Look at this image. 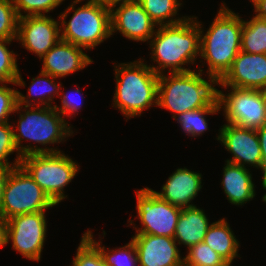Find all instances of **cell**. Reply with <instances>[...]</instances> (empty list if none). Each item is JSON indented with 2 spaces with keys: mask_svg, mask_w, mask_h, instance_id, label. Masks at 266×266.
<instances>
[{
  "mask_svg": "<svg viewBox=\"0 0 266 266\" xmlns=\"http://www.w3.org/2000/svg\"><path fill=\"white\" fill-rule=\"evenodd\" d=\"M196 16H188L184 21L173 25L157 26L150 38L151 61L148 65L156 74L189 72L184 65L195 64L200 56V30Z\"/></svg>",
  "mask_w": 266,
  "mask_h": 266,
  "instance_id": "1",
  "label": "cell"
},
{
  "mask_svg": "<svg viewBox=\"0 0 266 266\" xmlns=\"http://www.w3.org/2000/svg\"><path fill=\"white\" fill-rule=\"evenodd\" d=\"M244 19L222 3L213 22L204 33L200 30V57L207 62V75L219 81L232 66L241 51V34Z\"/></svg>",
  "mask_w": 266,
  "mask_h": 266,
  "instance_id": "2",
  "label": "cell"
},
{
  "mask_svg": "<svg viewBox=\"0 0 266 266\" xmlns=\"http://www.w3.org/2000/svg\"><path fill=\"white\" fill-rule=\"evenodd\" d=\"M15 112L19 113V121H17V128L13 126V134L16 148L21 157L37 153L62 152L57 148H49L47 145L65 142V139L71 137L74 133L68 121L66 122V119L54 106L28 107L17 104ZM24 139L38 143L45 146V148H40L37 145L32 146L31 144L22 145Z\"/></svg>",
  "mask_w": 266,
  "mask_h": 266,
  "instance_id": "3",
  "label": "cell"
},
{
  "mask_svg": "<svg viewBox=\"0 0 266 266\" xmlns=\"http://www.w3.org/2000/svg\"><path fill=\"white\" fill-rule=\"evenodd\" d=\"M203 69L189 72L159 74L157 107L173 113V118L180 113L202 107H219L217 101L218 81L208 75L203 78Z\"/></svg>",
  "mask_w": 266,
  "mask_h": 266,
  "instance_id": "4",
  "label": "cell"
},
{
  "mask_svg": "<svg viewBox=\"0 0 266 266\" xmlns=\"http://www.w3.org/2000/svg\"><path fill=\"white\" fill-rule=\"evenodd\" d=\"M113 65L116 87L112 104L124 117L141 116L144 110L157 107L159 75L143 59Z\"/></svg>",
  "mask_w": 266,
  "mask_h": 266,
  "instance_id": "5",
  "label": "cell"
},
{
  "mask_svg": "<svg viewBox=\"0 0 266 266\" xmlns=\"http://www.w3.org/2000/svg\"><path fill=\"white\" fill-rule=\"evenodd\" d=\"M83 0H73L70 6L58 16L61 40L86 50L93 49L111 37L110 7L93 0L75 8ZM73 11L69 21L68 14Z\"/></svg>",
  "mask_w": 266,
  "mask_h": 266,
  "instance_id": "6",
  "label": "cell"
},
{
  "mask_svg": "<svg viewBox=\"0 0 266 266\" xmlns=\"http://www.w3.org/2000/svg\"><path fill=\"white\" fill-rule=\"evenodd\" d=\"M20 165L56 205L67 198L64 187L79 171L78 163L62 152L29 154Z\"/></svg>",
  "mask_w": 266,
  "mask_h": 266,
  "instance_id": "7",
  "label": "cell"
},
{
  "mask_svg": "<svg viewBox=\"0 0 266 266\" xmlns=\"http://www.w3.org/2000/svg\"><path fill=\"white\" fill-rule=\"evenodd\" d=\"M54 206L56 204L21 165L12 168L3 188L0 217L4 222L16 215L47 211Z\"/></svg>",
  "mask_w": 266,
  "mask_h": 266,
  "instance_id": "8",
  "label": "cell"
},
{
  "mask_svg": "<svg viewBox=\"0 0 266 266\" xmlns=\"http://www.w3.org/2000/svg\"><path fill=\"white\" fill-rule=\"evenodd\" d=\"M45 211L16 215L4 222V246L12 242L13 250L24 258L38 261L44 247L47 221Z\"/></svg>",
  "mask_w": 266,
  "mask_h": 266,
  "instance_id": "9",
  "label": "cell"
},
{
  "mask_svg": "<svg viewBox=\"0 0 266 266\" xmlns=\"http://www.w3.org/2000/svg\"><path fill=\"white\" fill-rule=\"evenodd\" d=\"M224 88L230 92L217 89V101L227 124L255 130L266 124V107L258 89Z\"/></svg>",
  "mask_w": 266,
  "mask_h": 266,
  "instance_id": "10",
  "label": "cell"
},
{
  "mask_svg": "<svg viewBox=\"0 0 266 266\" xmlns=\"http://www.w3.org/2000/svg\"><path fill=\"white\" fill-rule=\"evenodd\" d=\"M136 196L137 218L142 225V228L133 226L136 233L174 238L182 208L161 199L148 187L136 190Z\"/></svg>",
  "mask_w": 266,
  "mask_h": 266,
  "instance_id": "11",
  "label": "cell"
},
{
  "mask_svg": "<svg viewBox=\"0 0 266 266\" xmlns=\"http://www.w3.org/2000/svg\"><path fill=\"white\" fill-rule=\"evenodd\" d=\"M218 134L216 139L232 154L227 162L244 167L250 165L262 171L261 147L255 129L226 123L221 126Z\"/></svg>",
  "mask_w": 266,
  "mask_h": 266,
  "instance_id": "12",
  "label": "cell"
},
{
  "mask_svg": "<svg viewBox=\"0 0 266 266\" xmlns=\"http://www.w3.org/2000/svg\"><path fill=\"white\" fill-rule=\"evenodd\" d=\"M59 24L48 15L20 17L16 40L41 59L61 39Z\"/></svg>",
  "mask_w": 266,
  "mask_h": 266,
  "instance_id": "13",
  "label": "cell"
},
{
  "mask_svg": "<svg viewBox=\"0 0 266 266\" xmlns=\"http://www.w3.org/2000/svg\"><path fill=\"white\" fill-rule=\"evenodd\" d=\"M110 23L111 36L119 31L120 34L129 40L138 42H149L155 33V27H157L138 0L111 6Z\"/></svg>",
  "mask_w": 266,
  "mask_h": 266,
  "instance_id": "14",
  "label": "cell"
},
{
  "mask_svg": "<svg viewBox=\"0 0 266 266\" xmlns=\"http://www.w3.org/2000/svg\"><path fill=\"white\" fill-rule=\"evenodd\" d=\"M134 242L139 266H184L174 238L135 233Z\"/></svg>",
  "mask_w": 266,
  "mask_h": 266,
  "instance_id": "15",
  "label": "cell"
},
{
  "mask_svg": "<svg viewBox=\"0 0 266 266\" xmlns=\"http://www.w3.org/2000/svg\"><path fill=\"white\" fill-rule=\"evenodd\" d=\"M266 84V54L240 51L232 66L218 81L221 87L260 89Z\"/></svg>",
  "mask_w": 266,
  "mask_h": 266,
  "instance_id": "16",
  "label": "cell"
},
{
  "mask_svg": "<svg viewBox=\"0 0 266 266\" xmlns=\"http://www.w3.org/2000/svg\"><path fill=\"white\" fill-rule=\"evenodd\" d=\"M84 48L70 42L59 40L41 59V72L56 78L68 76L93 63V60L83 51Z\"/></svg>",
  "mask_w": 266,
  "mask_h": 266,
  "instance_id": "17",
  "label": "cell"
},
{
  "mask_svg": "<svg viewBox=\"0 0 266 266\" xmlns=\"http://www.w3.org/2000/svg\"><path fill=\"white\" fill-rule=\"evenodd\" d=\"M202 186V174L184 167L176 169L168 177L161 192L154 193L174 206L187 208L195 206L191 202L198 196Z\"/></svg>",
  "mask_w": 266,
  "mask_h": 266,
  "instance_id": "18",
  "label": "cell"
},
{
  "mask_svg": "<svg viewBox=\"0 0 266 266\" xmlns=\"http://www.w3.org/2000/svg\"><path fill=\"white\" fill-rule=\"evenodd\" d=\"M222 188L227 200L233 205H244L256 196L250 169L225 161Z\"/></svg>",
  "mask_w": 266,
  "mask_h": 266,
  "instance_id": "19",
  "label": "cell"
},
{
  "mask_svg": "<svg viewBox=\"0 0 266 266\" xmlns=\"http://www.w3.org/2000/svg\"><path fill=\"white\" fill-rule=\"evenodd\" d=\"M210 225L203 209L198 208L196 205L182 208L176 225L174 239L178 245L183 244L189 248L204 240Z\"/></svg>",
  "mask_w": 266,
  "mask_h": 266,
  "instance_id": "20",
  "label": "cell"
},
{
  "mask_svg": "<svg viewBox=\"0 0 266 266\" xmlns=\"http://www.w3.org/2000/svg\"><path fill=\"white\" fill-rule=\"evenodd\" d=\"M56 79V77H53L50 74H46L40 71V74L36 78H32V82L30 83L27 96L17 91V103L19 105L28 107H52V101L53 99H55L54 96L57 95L59 97V93L62 88V84H57L55 81ZM33 101H35V103Z\"/></svg>",
  "mask_w": 266,
  "mask_h": 266,
  "instance_id": "21",
  "label": "cell"
},
{
  "mask_svg": "<svg viewBox=\"0 0 266 266\" xmlns=\"http://www.w3.org/2000/svg\"><path fill=\"white\" fill-rule=\"evenodd\" d=\"M203 242L209 245L224 260H234L239 257L238 248L240 243L226 218L211 223Z\"/></svg>",
  "mask_w": 266,
  "mask_h": 266,
  "instance_id": "22",
  "label": "cell"
},
{
  "mask_svg": "<svg viewBox=\"0 0 266 266\" xmlns=\"http://www.w3.org/2000/svg\"><path fill=\"white\" fill-rule=\"evenodd\" d=\"M138 2L157 26L177 24L188 17L175 18L181 9L180 0H138Z\"/></svg>",
  "mask_w": 266,
  "mask_h": 266,
  "instance_id": "23",
  "label": "cell"
},
{
  "mask_svg": "<svg viewBox=\"0 0 266 266\" xmlns=\"http://www.w3.org/2000/svg\"><path fill=\"white\" fill-rule=\"evenodd\" d=\"M241 50L250 54H266V19L253 16L243 21Z\"/></svg>",
  "mask_w": 266,
  "mask_h": 266,
  "instance_id": "24",
  "label": "cell"
},
{
  "mask_svg": "<svg viewBox=\"0 0 266 266\" xmlns=\"http://www.w3.org/2000/svg\"><path fill=\"white\" fill-rule=\"evenodd\" d=\"M84 235L99 249L104 262L108 266H139L137 251L132 240L121 248L111 250L101 246L102 242L100 240L97 242L89 229Z\"/></svg>",
  "mask_w": 266,
  "mask_h": 266,
  "instance_id": "25",
  "label": "cell"
},
{
  "mask_svg": "<svg viewBox=\"0 0 266 266\" xmlns=\"http://www.w3.org/2000/svg\"><path fill=\"white\" fill-rule=\"evenodd\" d=\"M219 107H202L196 110L180 113L173 119L181 125V129L188 136L195 138L203 135L208 129V120L205 115H213L219 113Z\"/></svg>",
  "mask_w": 266,
  "mask_h": 266,
  "instance_id": "26",
  "label": "cell"
},
{
  "mask_svg": "<svg viewBox=\"0 0 266 266\" xmlns=\"http://www.w3.org/2000/svg\"><path fill=\"white\" fill-rule=\"evenodd\" d=\"M13 40L0 39V82H7L16 86H26L25 81L21 76V73L17 64V54L14 51H10L7 45Z\"/></svg>",
  "mask_w": 266,
  "mask_h": 266,
  "instance_id": "27",
  "label": "cell"
},
{
  "mask_svg": "<svg viewBox=\"0 0 266 266\" xmlns=\"http://www.w3.org/2000/svg\"><path fill=\"white\" fill-rule=\"evenodd\" d=\"M184 258V266H216L224 259L205 242L190 246Z\"/></svg>",
  "mask_w": 266,
  "mask_h": 266,
  "instance_id": "28",
  "label": "cell"
},
{
  "mask_svg": "<svg viewBox=\"0 0 266 266\" xmlns=\"http://www.w3.org/2000/svg\"><path fill=\"white\" fill-rule=\"evenodd\" d=\"M18 20L13 0H0V39L16 40Z\"/></svg>",
  "mask_w": 266,
  "mask_h": 266,
  "instance_id": "29",
  "label": "cell"
},
{
  "mask_svg": "<svg viewBox=\"0 0 266 266\" xmlns=\"http://www.w3.org/2000/svg\"><path fill=\"white\" fill-rule=\"evenodd\" d=\"M71 266H108L99 249L83 234Z\"/></svg>",
  "mask_w": 266,
  "mask_h": 266,
  "instance_id": "30",
  "label": "cell"
},
{
  "mask_svg": "<svg viewBox=\"0 0 266 266\" xmlns=\"http://www.w3.org/2000/svg\"><path fill=\"white\" fill-rule=\"evenodd\" d=\"M63 1L65 0H13V4L20 18L24 16L46 15V13L60 6Z\"/></svg>",
  "mask_w": 266,
  "mask_h": 266,
  "instance_id": "31",
  "label": "cell"
},
{
  "mask_svg": "<svg viewBox=\"0 0 266 266\" xmlns=\"http://www.w3.org/2000/svg\"><path fill=\"white\" fill-rule=\"evenodd\" d=\"M16 151L17 156L14 163H10L8 156ZM21 156L16 148L13 126L9 122L0 123V166H18Z\"/></svg>",
  "mask_w": 266,
  "mask_h": 266,
  "instance_id": "32",
  "label": "cell"
},
{
  "mask_svg": "<svg viewBox=\"0 0 266 266\" xmlns=\"http://www.w3.org/2000/svg\"><path fill=\"white\" fill-rule=\"evenodd\" d=\"M7 82H0V123L9 122L11 113H16L17 91L7 86Z\"/></svg>",
  "mask_w": 266,
  "mask_h": 266,
  "instance_id": "33",
  "label": "cell"
},
{
  "mask_svg": "<svg viewBox=\"0 0 266 266\" xmlns=\"http://www.w3.org/2000/svg\"><path fill=\"white\" fill-rule=\"evenodd\" d=\"M76 95H78V97L80 96V99L78 97L79 100H81L82 102H80L78 99L76 100L75 94L73 95V97L70 95L72 93H74ZM72 91V93L69 92H65L63 94V91H61L59 97L61 99V107H58L57 105H53L54 108L64 117H73L72 115H76L75 113L78 114V110L82 107L81 105H83V101L82 99H84V97L82 96L83 93H81V91L78 88H75V91ZM82 94V95H81ZM82 97V99H81Z\"/></svg>",
  "mask_w": 266,
  "mask_h": 266,
  "instance_id": "34",
  "label": "cell"
},
{
  "mask_svg": "<svg viewBox=\"0 0 266 266\" xmlns=\"http://www.w3.org/2000/svg\"><path fill=\"white\" fill-rule=\"evenodd\" d=\"M262 155V179L266 178V124L256 130Z\"/></svg>",
  "mask_w": 266,
  "mask_h": 266,
  "instance_id": "35",
  "label": "cell"
},
{
  "mask_svg": "<svg viewBox=\"0 0 266 266\" xmlns=\"http://www.w3.org/2000/svg\"><path fill=\"white\" fill-rule=\"evenodd\" d=\"M16 166H0V210L2 206L3 188L10 171Z\"/></svg>",
  "mask_w": 266,
  "mask_h": 266,
  "instance_id": "36",
  "label": "cell"
},
{
  "mask_svg": "<svg viewBox=\"0 0 266 266\" xmlns=\"http://www.w3.org/2000/svg\"><path fill=\"white\" fill-rule=\"evenodd\" d=\"M255 16L266 19V0H260L254 5Z\"/></svg>",
  "mask_w": 266,
  "mask_h": 266,
  "instance_id": "37",
  "label": "cell"
},
{
  "mask_svg": "<svg viewBox=\"0 0 266 266\" xmlns=\"http://www.w3.org/2000/svg\"><path fill=\"white\" fill-rule=\"evenodd\" d=\"M96 2H99L102 5L111 7L115 4L122 3V2H128V1H133V0H93Z\"/></svg>",
  "mask_w": 266,
  "mask_h": 266,
  "instance_id": "38",
  "label": "cell"
},
{
  "mask_svg": "<svg viewBox=\"0 0 266 266\" xmlns=\"http://www.w3.org/2000/svg\"><path fill=\"white\" fill-rule=\"evenodd\" d=\"M4 220L0 217V248L4 247Z\"/></svg>",
  "mask_w": 266,
  "mask_h": 266,
  "instance_id": "39",
  "label": "cell"
},
{
  "mask_svg": "<svg viewBox=\"0 0 266 266\" xmlns=\"http://www.w3.org/2000/svg\"><path fill=\"white\" fill-rule=\"evenodd\" d=\"M258 90H259V92H260V94L262 96L264 105L266 107V84L263 87H261L260 89H258Z\"/></svg>",
  "mask_w": 266,
  "mask_h": 266,
  "instance_id": "40",
  "label": "cell"
},
{
  "mask_svg": "<svg viewBox=\"0 0 266 266\" xmlns=\"http://www.w3.org/2000/svg\"><path fill=\"white\" fill-rule=\"evenodd\" d=\"M262 187L266 190V179H262ZM262 201L266 203V193L262 196Z\"/></svg>",
  "mask_w": 266,
  "mask_h": 266,
  "instance_id": "41",
  "label": "cell"
},
{
  "mask_svg": "<svg viewBox=\"0 0 266 266\" xmlns=\"http://www.w3.org/2000/svg\"><path fill=\"white\" fill-rule=\"evenodd\" d=\"M232 262H233V260H224L221 264L216 265V266H233Z\"/></svg>",
  "mask_w": 266,
  "mask_h": 266,
  "instance_id": "42",
  "label": "cell"
},
{
  "mask_svg": "<svg viewBox=\"0 0 266 266\" xmlns=\"http://www.w3.org/2000/svg\"><path fill=\"white\" fill-rule=\"evenodd\" d=\"M252 2V4L254 5L255 3H257L260 0H250Z\"/></svg>",
  "mask_w": 266,
  "mask_h": 266,
  "instance_id": "43",
  "label": "cell"
}]
</instances>
